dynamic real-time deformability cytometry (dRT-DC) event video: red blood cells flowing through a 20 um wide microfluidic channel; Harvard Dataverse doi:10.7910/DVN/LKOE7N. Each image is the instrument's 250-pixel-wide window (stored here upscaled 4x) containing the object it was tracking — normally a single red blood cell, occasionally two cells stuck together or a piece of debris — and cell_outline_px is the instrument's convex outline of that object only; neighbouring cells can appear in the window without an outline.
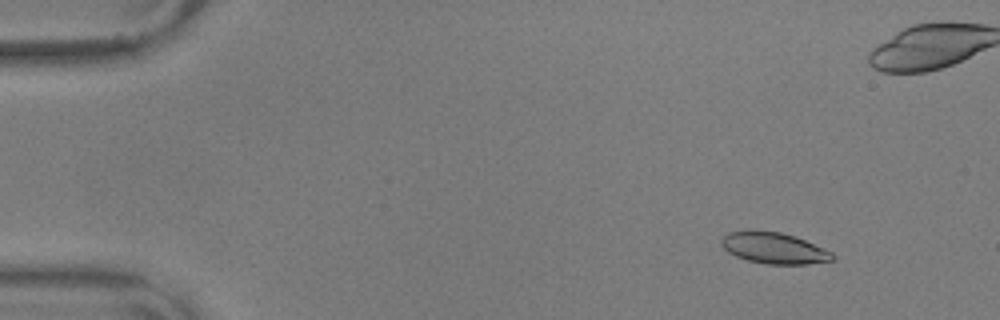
{"species": "common noctule bat (a hibernating species)", "species_latin": "Nyctalus noctula", "temperature_condition": "warm", "stored_images_in_passage": 58, "camera_frame_rate_fps": 3000, "um_per_image_px": 0.085, "animal": {"sex": "male", "body_mass_g": 17.9, "forearm_length_mm": 54.2}, "frame": {"image": 1, "passage_image": 7, "time_ms": 2.0, "image_size_px": [1000, 320], "cell_outline_px": [[836, 256], [832, 260], [808, 264], [768, 264], [748, 260], [736, 256], [728, 252], [720, 244], [720, 240], [728, 232], [748, 228], [780, 232], [796, 236], [832, 252]], "centroid_in_image_um": [65.74, 21.05], "position_along_channel_um": 19.3, "area_um2": 20.52}}
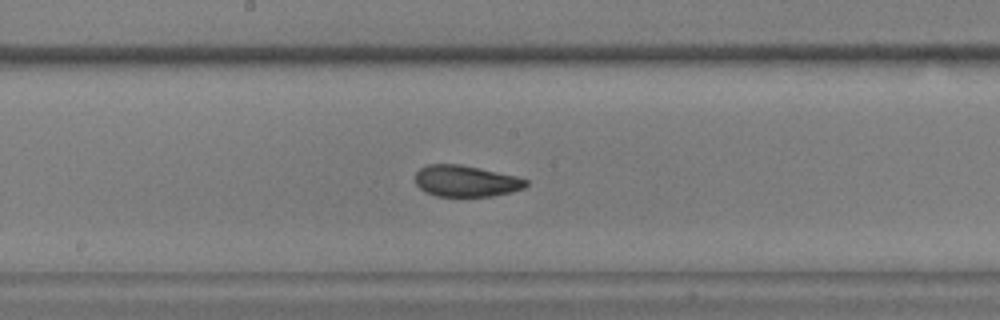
{"frame": {"image": 2, "passage_image": 31, "time_ms": 10.0, "image_size_px": [1000, 320], "cell_outline_px": [[528, 184], [524, 188], [512, 192], [492, 196], [436, 196], [424, 192], [416, 184], [416, 172], [420, 168], [428, 164], [460, 164], [480, 168], [516, 176], [528, 180]], "centroid_in_image_um": [39.6, 15.39], "position_along_channel_um": 208.6, "area_um2": 20.29}}
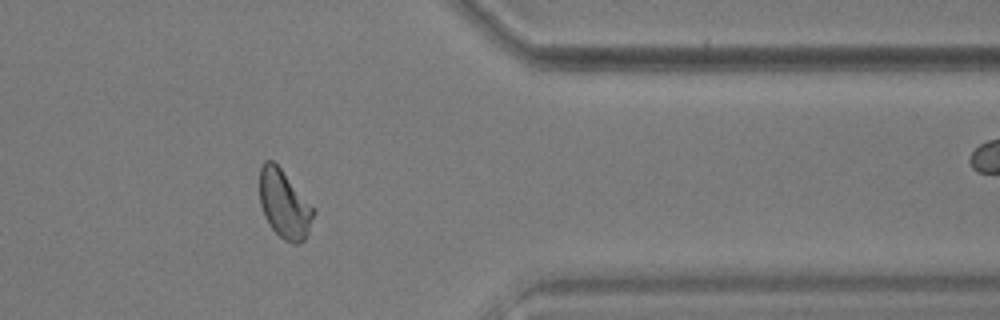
{"frame": {"image": 3, "passage_image": 47, "time_ms": 15.333, "image_size_px": [1000, 320], "cell_outline_px": [[316, 212], [308, 232], [304, 240], [300, 244], [292, 244], [284, 240], [272, 228], [264, 216], [260, 204], [260, 168], [264, 160], [272, 160], [280, 168], [316, 208]], "centroid_in_image_um": [24.19, 17.37], "position_along_channel_um": 387.2, "area_um2": 21.56}, "authors_computed_cell_mechanics": {"area_um2": 20.9236, "velocity_mm_per_s": 3.609, "shape_relaxation_time_tau1_ms": 3.5432, "shape_relaxation_time_tau2_ms": 1.28, "deformation_change_tau1": 0.1266, "deformation_change_tau2": 0.0576}}